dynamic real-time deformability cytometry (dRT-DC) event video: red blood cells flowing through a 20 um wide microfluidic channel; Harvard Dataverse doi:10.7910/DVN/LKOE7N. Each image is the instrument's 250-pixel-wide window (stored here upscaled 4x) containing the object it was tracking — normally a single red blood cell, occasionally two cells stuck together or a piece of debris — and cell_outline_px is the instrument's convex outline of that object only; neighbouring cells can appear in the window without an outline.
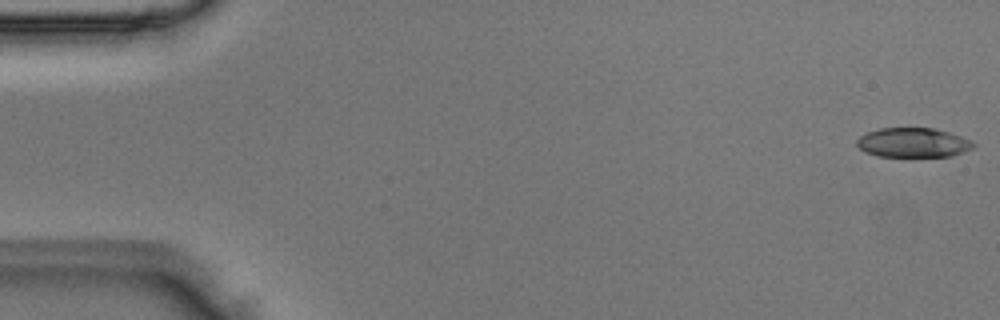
{"species": "Egyptian fruit bat (a non-hibernating species)", "species_latin": "Rousettus aegyptiacus", "temperature_condition": "room temperature", "stored_images_in_passage": 50, "camera_frame_rate_fps": 3000, "um_per_image_px": 0.085, "animal": {"sex": "male"}, "frame": {"image": 1, "passage_image": 1, "time_ms": 0.0, "image_size_px": [1000, 320], "cell_outline_px": [[976, 144], [972, 148], [952, 156], [876, 156], [864, 152], [856, 144], [856, 140], [860, 136], [868, 132], [880, 128], [936, 128], [972, 140]], "centroid_in_image_um": [77.6, 12.12], "position_along_channel_um": 7.4, "area_um2": 20.0}}
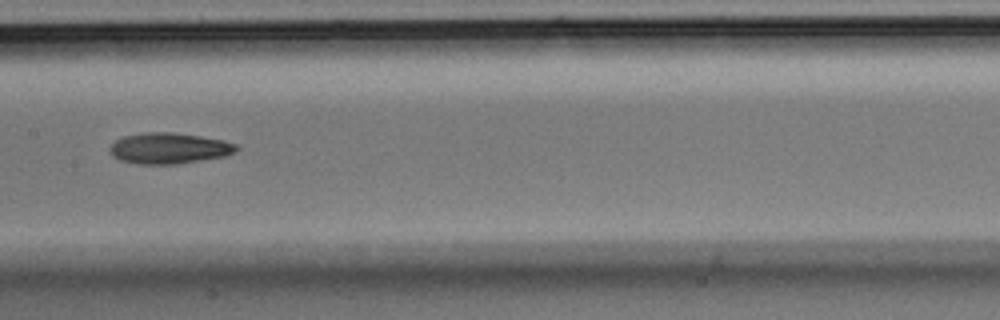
{"frame": {"image": 2, "passage_image": 25, "time_ms": 8.0, "image_size_px": [1000, 320], "cell_outline_px": [[240, 148], [236, 152], [224, 156], [176, 164], [144, 164], [120, 160], [112, 156], [108, 148], [116, 140], [124, 136], [144, 132], [168, 132], [200, 136], [224, 140], [236, 144]], "centroid_in_image_um": [14.37, 12.6], "position_along_channel_um": 193.0, "area_um2": 22.72}}
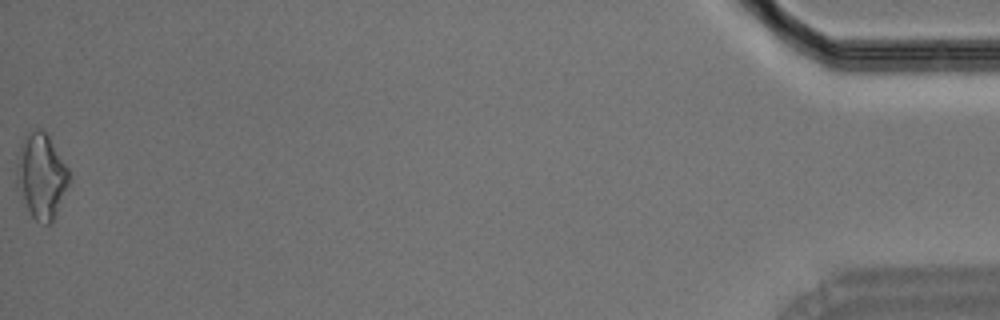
{"frame": {"image": 3, "passage_image": 50, "time_ms": 16.333, "image_size_px": [1000, 320], "cell_outline_px": [[68, 184], [56, 216], [48, 224], [40, 224], [32, 216], [16, 188], [16, 164], [20, 148], [24, 136], [28, 132], [36, 128], [40, 128], [48, 136], [68, 168]], "centroid_in_image_um": [3.48, 14.97], "position_along_channel_um": 431.7, "area_um2": 25.78}}